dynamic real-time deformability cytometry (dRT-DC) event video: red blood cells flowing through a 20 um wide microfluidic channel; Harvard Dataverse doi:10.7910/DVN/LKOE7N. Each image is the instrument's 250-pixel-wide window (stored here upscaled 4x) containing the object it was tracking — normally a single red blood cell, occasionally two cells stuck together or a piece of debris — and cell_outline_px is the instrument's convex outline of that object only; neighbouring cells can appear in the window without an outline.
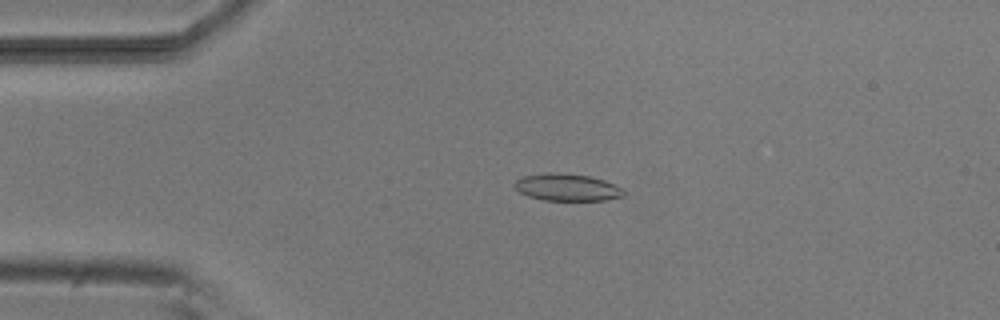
{"species": "common noctule bat (a hibernating species)", "species_latin": "Nyctalus noctula", "temperature_condition": "room temperature", "stored_images_in_passage": 53, "camera_frame_rate_fps": 3000, "um_per_image_px": 0.085, "animal": {"sex": "male", "body_mass_g": 20.5, "forearm_length_mm": 52.5}, "frame": {"image": 1, "passage_image": 12, "time_ms": 3.667, "image_size_px": [1000, 320], "cell_outline_px": [[624, 196], [608, 200], [544, 200], [528, 196], [520, 192], [512, 184], [520, 176], [548, 172], [560, 172], [588, 176], [604, 180], [620, 188], [624, 192]], "centroid_in_image_um": [48.15, 15.91], "position_along_channel_um": 36.9, "area_um2": 17.28}}
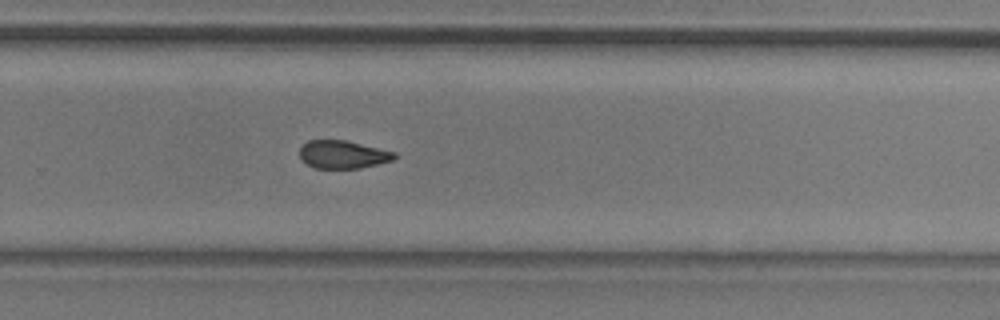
{"frame": {"image": 2, "passage_image": 35, "time_ms": 11.333, "image_size_px": [1000, 320], "cell_outline_px": [[396, 156], [392, 160], [360, 168], [316, 168], [308, 164], [300, 156], [300, 148], [308, 140], [344, 140], [396, 152]], "centroid_in_image_um": [29.14, 13.12], "position_along_channel_um": 300.7, "area_um2": 15.14}}
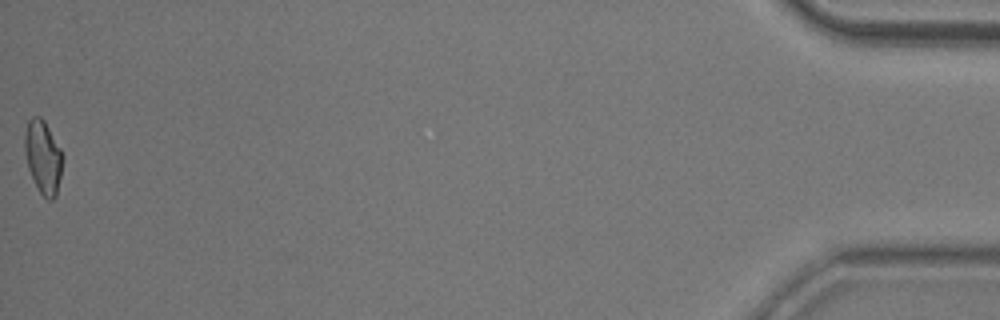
{"frame": {"image": 3, "passage_image": 53, "time_ms": 17.333, "image_size_px": [1000, 320], "cell_outline_px": [[64, 156], [56, 196], [52, 200], [48, 200], [40, 192], [28, 168], [24, 152], [24, 136], [28, 120], [32, 116], [40, 116], [44, 120], [60, 148]], "centroid_in_image_um": [3.66, 13.32], "position_along_channel_um": 431.5, "area_um2": 16.13}, "authors_computed_cell_mechanics": {"area_um2": 16.5886, "velocity_mm_per_s": 3.8513, "shape_relaxation_time_tau1_ms": 6.5333, "shape_relaxation_time_tau2_ms": 3.7742, "deformation_change_tau1": 0.1439, "deformation_change_tau2": 0.0997}}